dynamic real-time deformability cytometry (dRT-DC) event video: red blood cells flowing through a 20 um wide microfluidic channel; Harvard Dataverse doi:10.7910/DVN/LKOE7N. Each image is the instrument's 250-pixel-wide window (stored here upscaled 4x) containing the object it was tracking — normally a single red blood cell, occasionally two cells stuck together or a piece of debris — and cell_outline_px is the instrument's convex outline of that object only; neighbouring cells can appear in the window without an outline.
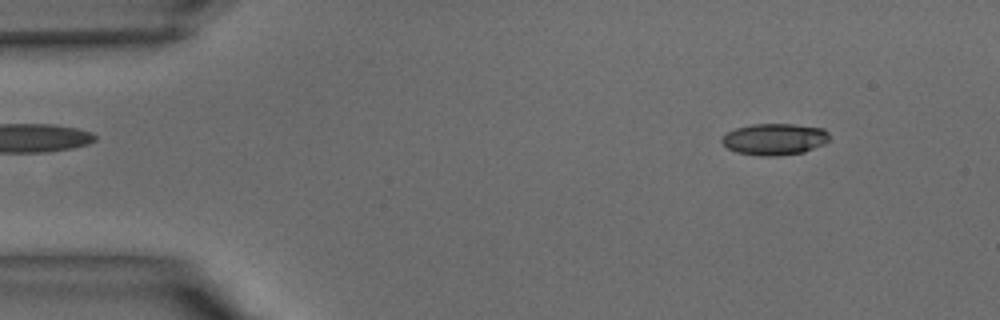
{"species": "common noctule bat (a hibernating species)", "species_latin": "Nyctalus noctula", "temperature_condition": "warm", "stored_images_in_passage": 39, "camera_frame_rate_fps": 3000, "um_per_image_px": 0.085, "animal": {"sex": "male", "body_mass_g": 15.6}, "frame": {"image": 1, "passage_image": 4, "time_ms": 1.0, "image_size_px": [1000, 320], "cell_outline_px": [[828, 140], [824, 144], [804, 152], [776, 156], [760, 156], [736, 152], [728, 148], [720, 140], [728, 132], [736, 128], [752, 124], [796, 124], [824, 128], [828, 132]], "centroid_in_image_um": [65.85, 11.83], "position_along_channel_um": 19.1, "area_um2": 19.77}}
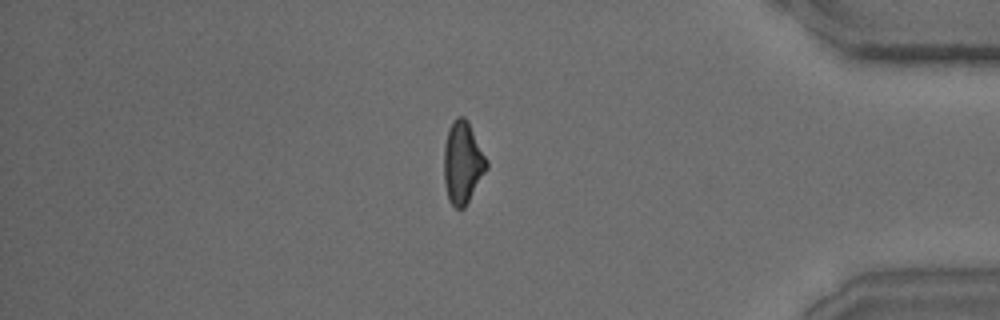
{"frame": {"image": 2, "passage_image": 33, "time_ms": 10.667, "image_size_px": [1000, 320], "cell_outline_px": [[488, 168], [464, 208], [456, 208], [448, 200], [444, 184], [444, 144], [448, 128], [452, 120], [456, 116], [464, 116], [468, 120], [488, 160]], "centroid_in_image_um": [39.32, 13.78], "position_along_channel_um": 395.9, "area_um2": 20.69}}
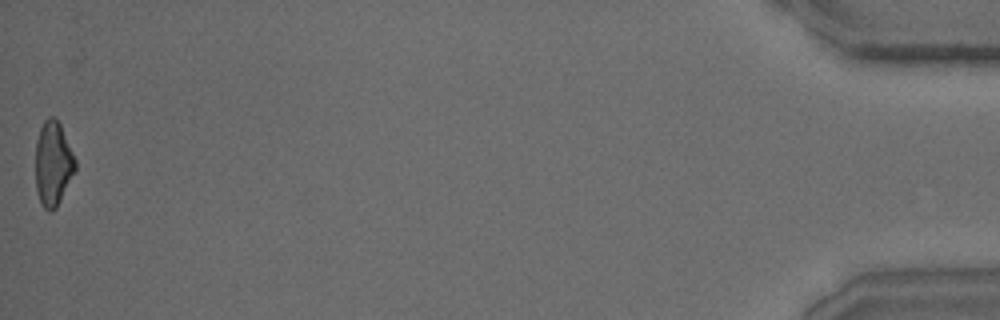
{"frame": {"image": 3, "passage_image": 39, "time_ms": 12.667, "image_size_px": [1000, 320], "cell_outline_px": [[76, 168], [56, 208], [52, 212], [48, 212], [40, 204], [36, 188], [36, 140], [40, 128], [44, 120], [48, 116], [56, 116], [60, 124], [76, 160]], "centroid_in_image_um": [4.49, 13.9], "position_along_channel_um": 430.7, "area_um2": 19.59}}